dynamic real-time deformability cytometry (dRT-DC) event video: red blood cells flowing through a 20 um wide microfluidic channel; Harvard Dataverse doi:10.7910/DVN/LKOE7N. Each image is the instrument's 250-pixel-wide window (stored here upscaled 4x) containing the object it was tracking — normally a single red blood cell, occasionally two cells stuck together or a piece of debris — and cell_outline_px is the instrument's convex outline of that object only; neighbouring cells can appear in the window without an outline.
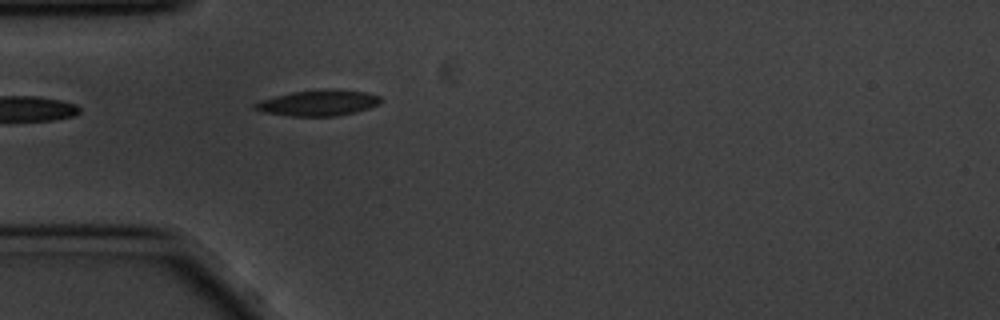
{"species": "common noctule bat (a hibernating species)", "species_latin": "Nyctalus noctula", "temperature_condition": "cold", "stored_images_in_passage": 41, "camera_frame_rate_fps": 3000, "um_per_image_px": 0.085, "animal": {"sex": "male", "body_mass_g": 20.1, "forearm_length_mm": 53.5}, "frame": {"image": 1, "passage_image": 1, "time_ms": 0.0, "image_size_px": [1000, 320], "cell_outline_px": [[384, 100], [380, 104], [356, 112], [336, 116], [288, 116], [264, 112], [252, 108], [252, 104], [260, 100], [292, 92], [320, 88], [336, 88], [364, 92], [380, 96]], "centroid_in_image_um": [27.07, 8.73], "position_along_channel_um": 57.9, "area_um2": 19.31}}
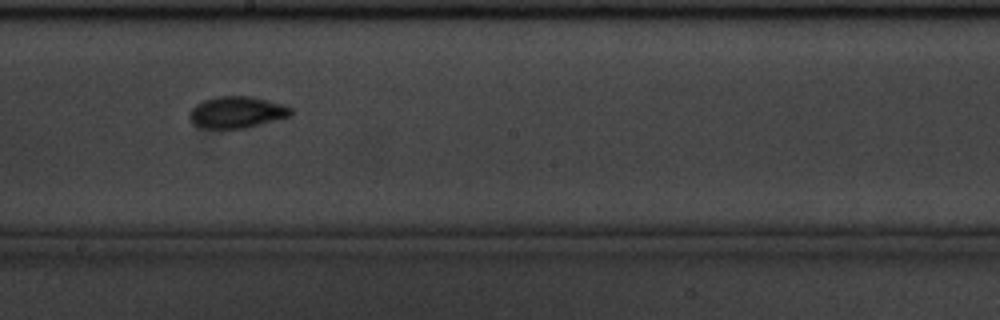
{"frame": {"image": 2, "passage_image": 16, "time_ms": 5.0, "image_size_px": [1000, 320], "cell_outline_px": [[292, 116], [244, 128], [204, 128], [192, 124], [188, 116], [188, 112], [196, 104], [204, 100], [216, 96], [248, 96], [284, 104], [292, 108]], "centroid_in_image_um": [20.11, 9.54], "position_along_channel_um": 228.1, "area_um2": 18.73}}
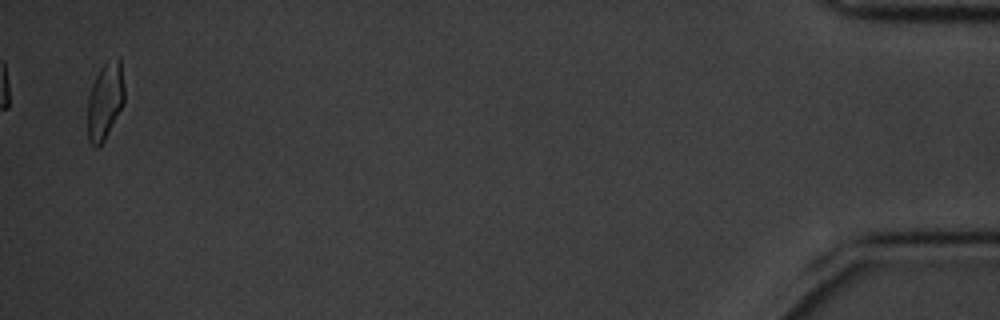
{"frame": {"image": 3, "passage_image": 41, "time_ms": 13.333, "image_size_px": [1000, 320], "cell_outline_px": [[124, 104], [104, 140], [96, 148], [88, 140], [88, 96], [92, 84], [100, 68], [104, 64], [120, 56], [124, 84]], "centroid_in_image_um": [8.94, 8.57], "position_along_channel_um": 426.3, "area_um2": 16.42}, "authors_computed_cell_mechanics": {"area_um2": 17.5712, "velocity_mm_per_s": 3.4443, "shape_relaxation_time_tau1_ms": 2.9557, "shape_relaxation_time_tau2_ms": 2.2148, "deformation_change_tau1": 0.1387, "deformation_change_tau2": 0.0696}}